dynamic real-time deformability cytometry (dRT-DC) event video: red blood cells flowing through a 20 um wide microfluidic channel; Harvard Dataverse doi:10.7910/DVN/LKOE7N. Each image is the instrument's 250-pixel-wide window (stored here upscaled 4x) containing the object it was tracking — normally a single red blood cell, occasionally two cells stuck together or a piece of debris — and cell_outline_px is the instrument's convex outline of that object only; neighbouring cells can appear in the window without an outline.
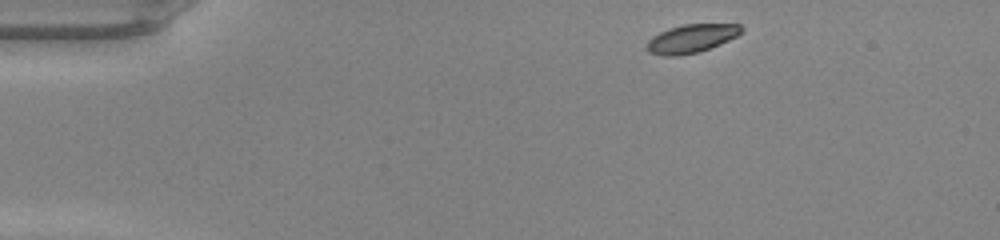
{"species": "common noctule bat (a hibernating species)", "species_latin": "Nyctalus noctula", "temperature_condition": "warm", "stored_images_in_passage": 42, "camera_frame_rate_fps": 3000, "um_per_image_px": 0.085, "animal": {"sex": "male", "body_mass_g": 20.0, "forearm_length_mm": 53.3}, "frame": {"image": 1, "passage_image": 1, "time_ms": 0.0, "image_size_px": [1000, 240], "cell_outline_px": [[744, 32], [728, 40], [700, 52], [676, 56], [664, 56], [648, 52], [644, 48], [648, 40], [652, 36], [668, 28], [684, 24], [740, 24], [744, 28]], "centroid_in_image_um": [58.74, 3.28], "position_along_channel_um": 26.3, "area_um2": 15.84}}
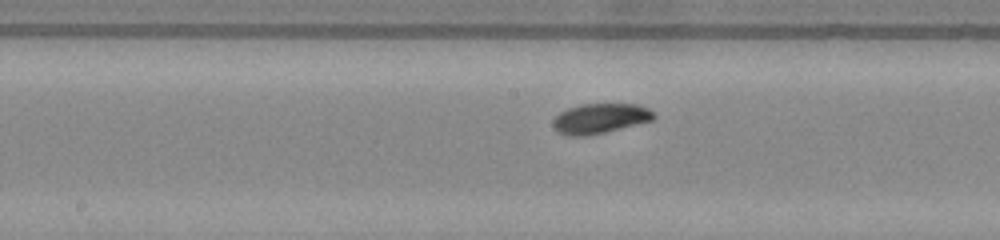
{"frame": {"image": 2, "passage_image": 19, "time_ms": 6.0, "image_size_px": [1000, 240], "cell_outline_px": [[656, 116], [652, 120], [588, 136], [568, 136], [556, 132], [552, 128], [552, 120], [560, 112], [568, 108], [580, 104], [636, 104], [648, 108]], "centroid_in_image_um": [50.93, 10.07], "position_along_channel_um": 197.3, "area_um2": 17.63}}
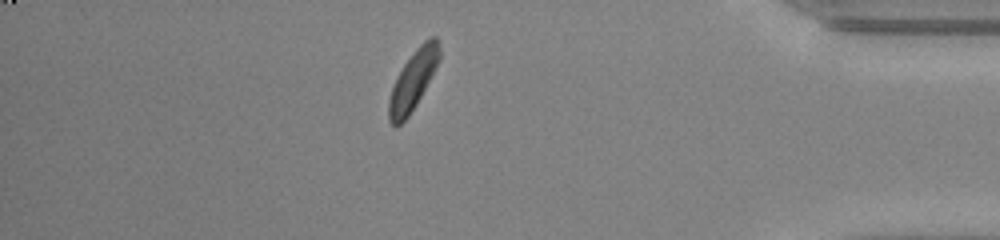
{"frame": {"image": 3, "passage_image": 36, "time_ms": 11.667, "image_size_px": [1000, 240], "cell_outline_px": [[440, 60], [416, 104], [408, 116], [396, 128], [388, 120], [388, 100], [392, 88], [404, 64], [416, 48], [428, 36], [436, 36], [440, 48]], "centroid_in_image_um": [35.11, 6.81], "position_along_channel_um": 400.1, "area_um2": 17.22}, "authors_computed_cell_mechanics": {"area_um2": 17.2533, "velocity_mm_per_s": 4.1892, "shape_relaxation_time_tau1_ms": 2.1169, "shape_relaxation_time_tau2_ms": 4.693, "deformation_change_tau1": 0.1159, "deformation_change_tau2": 0.1037}}